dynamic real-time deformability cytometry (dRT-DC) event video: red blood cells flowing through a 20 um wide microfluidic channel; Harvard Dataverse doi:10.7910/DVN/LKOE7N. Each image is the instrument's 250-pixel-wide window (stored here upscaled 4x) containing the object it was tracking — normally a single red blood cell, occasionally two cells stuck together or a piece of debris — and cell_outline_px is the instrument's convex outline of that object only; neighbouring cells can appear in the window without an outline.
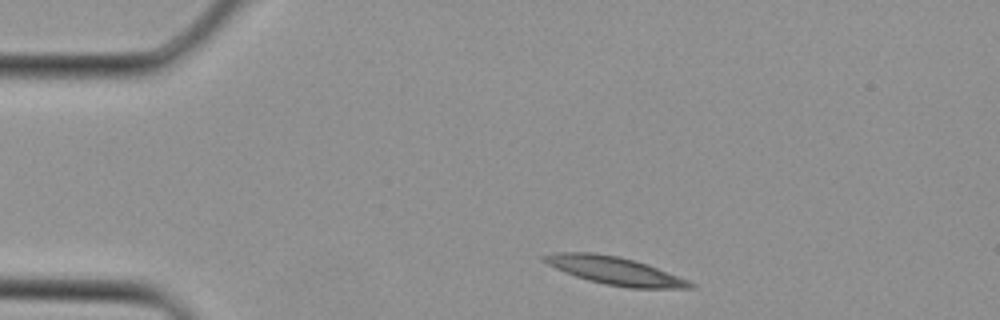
{"species": "Egyptian fruit bat (a non-hibernating species)", "species_latin": "Rousettus aegyptiacus", "temperature_condition": "cold", "stored_images_in_passage": 1, "camera_frame_rate_fps": 3000, "um_per_image_px": 0.085, "animal": {"sex": "female"}, "frame": {"image": 1, "passage_image": 1, "time_ms": 0.0, "image_size_px": [1000, 320], "cell_outline_px": [[696, 288], [632, 288], [604, 284], [588, 280], [564, 272], [548, 264], [540, 256], [552, 252], [596, 252], [636, 260], [648, 264], [688, 280], [696, 284]], "centroid_in_image_um": [52.27, 23.0], "position_along_channel_um": 32.7, "area_um2": 23.76}}